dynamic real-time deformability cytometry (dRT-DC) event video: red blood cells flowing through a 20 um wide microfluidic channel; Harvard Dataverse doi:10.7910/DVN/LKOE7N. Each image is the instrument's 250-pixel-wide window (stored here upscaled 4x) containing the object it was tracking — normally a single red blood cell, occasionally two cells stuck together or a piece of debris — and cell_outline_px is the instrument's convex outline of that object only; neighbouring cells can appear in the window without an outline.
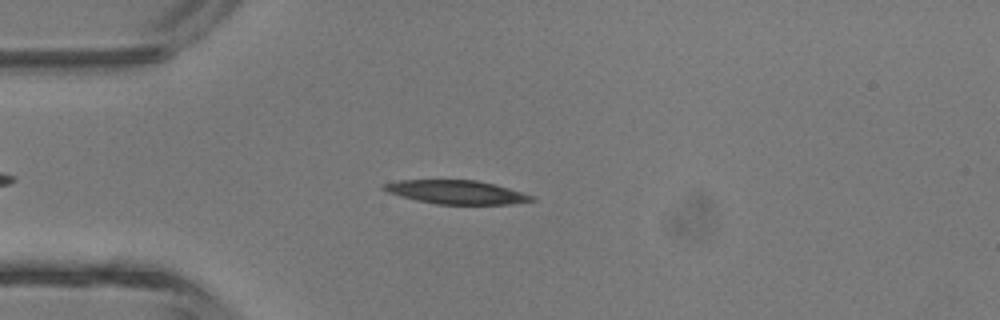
{"species": "common noctule bat (a hibernating species)", "species_latin": "Nyctalus noctula", "temperature_condition": "room temperature", "stored_images_in_passage": 31, "camera_frame_rate_fps": 3000, "um_per_image_px": 0.085, "animal": {"sex": "male", "body_mass_g": 13.3}, "frame": {"image": 1, "passage_image": 5, "time_ms": 1.333, "image_size_px": [1000, 320], "cell_outline_px": [[536, 200], [508, 204], [436, 204], [416, 200], [400, 196], [388, 192], [380, 188], [380, 184], [400, 180], [476, 180], [508, 188], [536, 196]], "centroid_in_image_um": [38.76, 16.33], "position_along_channel_um": 46.2, "area_um2": 20.35}}
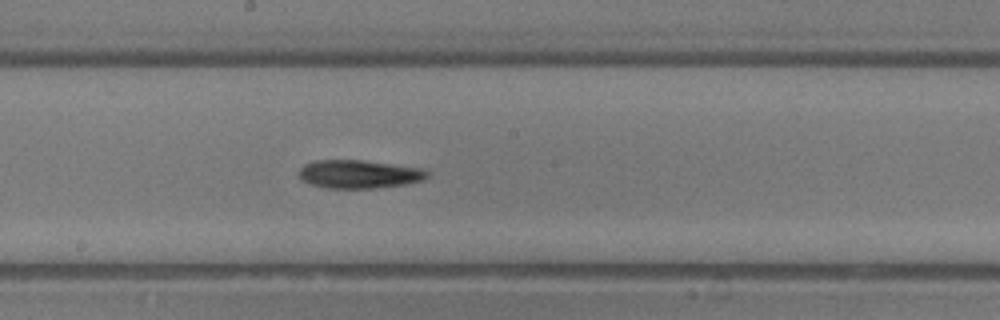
{"frame": {"image": 2, "passage_image": 17, "time_ms": 5.333, "image_size_px": [1000, 320], "cell_outline_px": [[428, 176], [424, 180], [404, 184], [376, 188], [324, 188], [308, 184], [300, 180], [300, 168], [304, 164], [312, 160], [360, 160], [424, 168], [428, 172]], "centroid_in_image_um": [30.49, 14.8], "position_along_channel_um": 217.7, "area_um2": 21.33}}
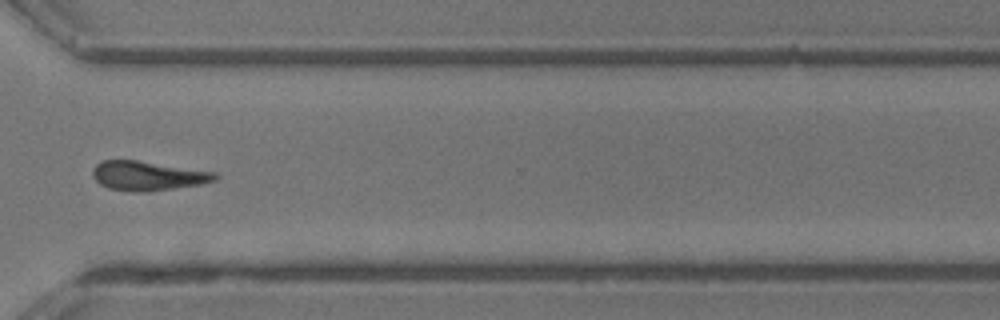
{"frame": {"image": 3, "passage_image": 26, "time_ms": 8.333, "image_size_px": [1000, 320], "cell_outline_px": [[220, 176], [216, 180], [200, 184], [144, 192], [140, 192], [108, 188], [100, 184], [92, 176], [92, 168], [96, 164], [104, 160], [136, 160], [216, 172]], "centroid_in_image_um": [12.55, 14.93], "position_along_channel_um": 358.0, "area_um2": 20.75}, "authors_computed_cell_mechanics": {"area_um2": 21.1548, "velocity_mm_per_s": 4.6863, "shape_relaxation_time_tau1_ms": 2.1711, "shape_relaxation_time_tau2_ms": null, "deformation_change_tau1": 0.0913, "deformation_change_tau2": null}}